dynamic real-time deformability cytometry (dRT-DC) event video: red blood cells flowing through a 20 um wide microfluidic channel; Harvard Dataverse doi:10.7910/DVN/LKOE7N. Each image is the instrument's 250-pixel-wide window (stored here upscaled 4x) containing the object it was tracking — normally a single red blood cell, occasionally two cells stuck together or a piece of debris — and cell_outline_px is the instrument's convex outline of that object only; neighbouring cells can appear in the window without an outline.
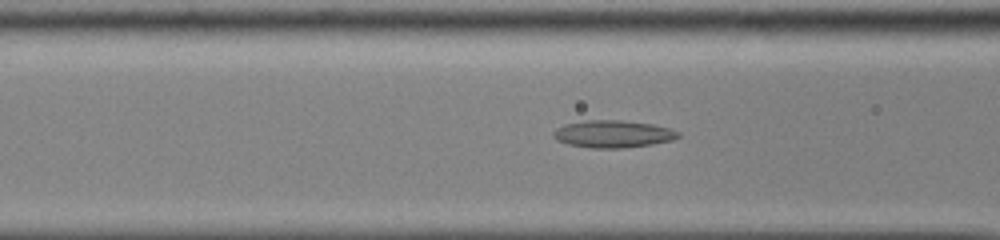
{"species": "common noctule bat (a hibernating species)", "species_latin": "Nyctalus noctula", "temperature_condition": "cold", "stored_images_in_passage": 52, "camera_frame_rate_fps": 3000, "um_per_image_px": 0.085, "animal": {"sex": "male", "body_mass_g": 13.0, "forearm_length_mm": 53.1}, "frame": {"image": 1, "passage_image": 23, "time_ms": 7.333, "image_size_px": [1000, 240], "cell_outline_px": [[680, 136], [672, 140], [652, 144], [620, 148], [592, 148], [568, 144], [556, 140], [552, 136], [552, 132], [556, 128], [564, 124], [584, 120], [620, 120], [652, 124], [668, 128], [680, 132]], "centroid_in_image_um": [52.06, 11.38], "position_along_channel_um": 114.5, "area_um2": 19.88}}
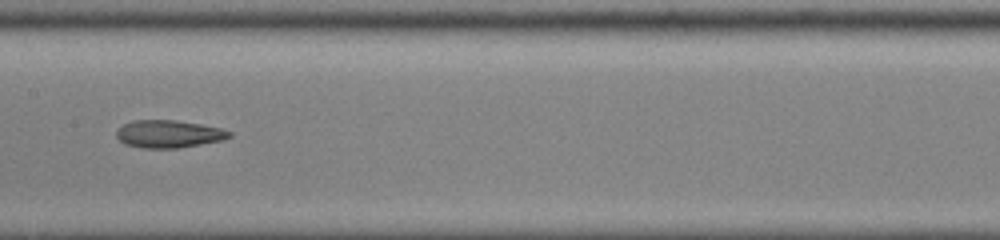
{"frame": {"image": 2, "passage_image": 29, "time_ms": 9.333, "image_size_px": [1000, 240], "cell_outline_px": [[232, 136], [224, 140], [176, 148], [140, 148], [124, 144], [116, 136], [116, 132], [124, 124], [136, 120], [176, 120], [200, 124], [220, 128], [232, 132]], "centroid_in_image_um": [14.35, 11.39], "position_along_channel_um": 193.0, "area_um2": 18.09}}
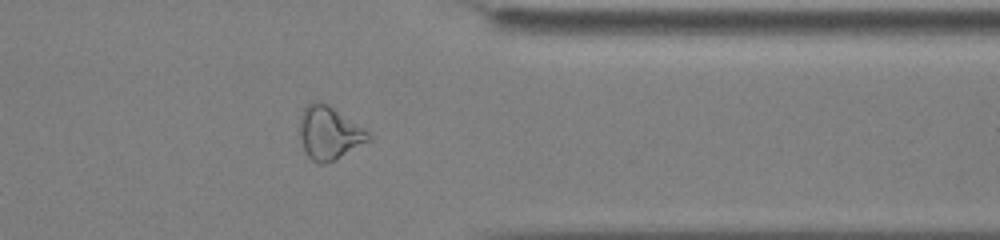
{"frame": {"image": 3, "passage_image": 44, "time_ms": 14.333, "image_size_px": [1000, 240], "cell_outline_px": [[372, 140], [336, 160], [324, 164], [316, 164], [304, 152], [300, 140], [300, 116], [304, 108], [312, 100], [320, 100], [328, 104], [364, 128], [372, 136]], "centroid_in_image_um": [27.98, 11.31], "position_along_channel_um": 383.4, "area_um2": 21.73}}